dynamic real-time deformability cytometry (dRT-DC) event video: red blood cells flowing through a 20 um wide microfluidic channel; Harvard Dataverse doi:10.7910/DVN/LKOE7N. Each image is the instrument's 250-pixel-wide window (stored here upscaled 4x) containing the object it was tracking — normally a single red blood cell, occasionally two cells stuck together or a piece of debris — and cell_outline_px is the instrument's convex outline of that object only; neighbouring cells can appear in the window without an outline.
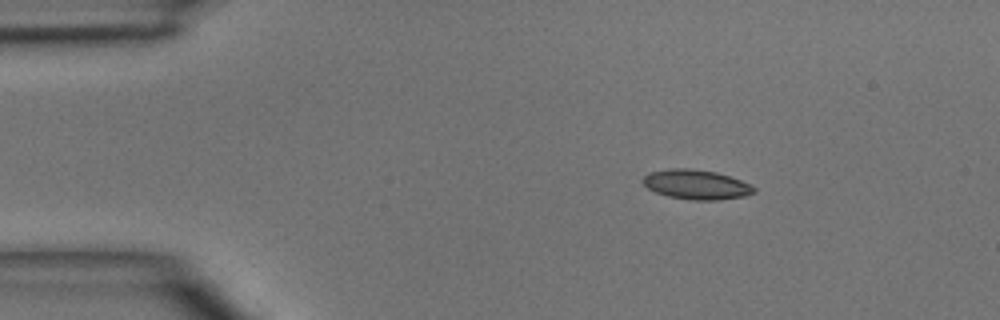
{"species": "common noctule bat (a hibernating species)", "species_latin": "Nyctalus noctula", "temperature_condition": "room temperature", "stored_images_in_passage": 3, "camera_frame_rate_fps": 3000, "um_per_image_px": 0.085, "animal": {"sex": "male", "body_mass_g": 15.6}, "frame": {"image": 1, "passage_image": 1, "time_ms": 0.0, "image_size_px": [1000, 320], "cell_outline_px": [[756, 192], [744, 196], [720, 200], [692, 200], [668, 196], [656, 192], [648, 188], [640, 180], [648, 172], [668, 168], [688, 168], [716, 172], [740, 180], [756, 188]], "centroid_in_image_um": [59.15, 15.68], "position_along_channel_um": 25.9, "area_um2": 19.19}}